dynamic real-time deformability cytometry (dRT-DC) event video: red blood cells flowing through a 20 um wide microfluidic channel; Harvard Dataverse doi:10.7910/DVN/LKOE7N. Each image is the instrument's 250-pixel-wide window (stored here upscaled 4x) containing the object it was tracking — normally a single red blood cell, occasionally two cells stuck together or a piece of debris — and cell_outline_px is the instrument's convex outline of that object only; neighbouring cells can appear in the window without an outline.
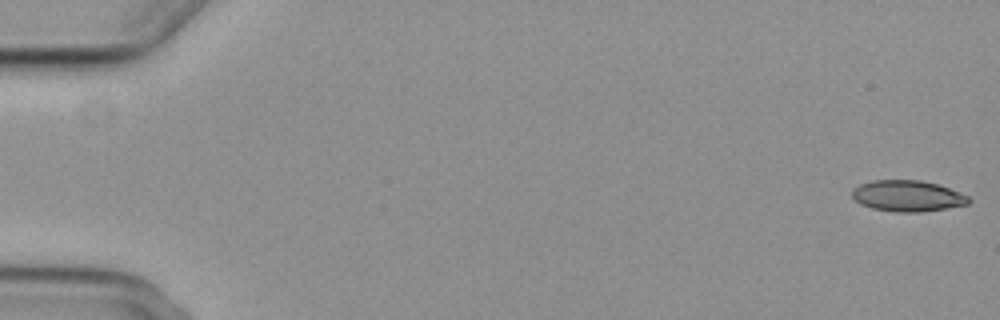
{"species": "common noctule bat (a hibernating species)", "species_latin": "Nyctalus noctula", "temperature_condition": "cold", "stored_images_in_passage": 4, "camera_frame_rate_fps": 3000, "um_per_image_px": 0.085, "animal": {"sex": "female", "body_mass_g": 29.2, "forearm_length_mm": 56.3}, "frame": {"image": 1, "passage_image": 1, "time_ms": 0.0, "image_size_px": [1000, 320], "cell_outline_px": [[972, 200], [968, 204], [920, 212], [896, 212], [872, 208], [860, 204], [852, 196], [852, 188], [860, 184], [872, 180], [920, 180], [936, 184], [948, 188], [968, 196]], "centroid_in_image_um": [77.11, 16.65], "position_along_channel_um": 7.9, "area_um2": 20.98}}
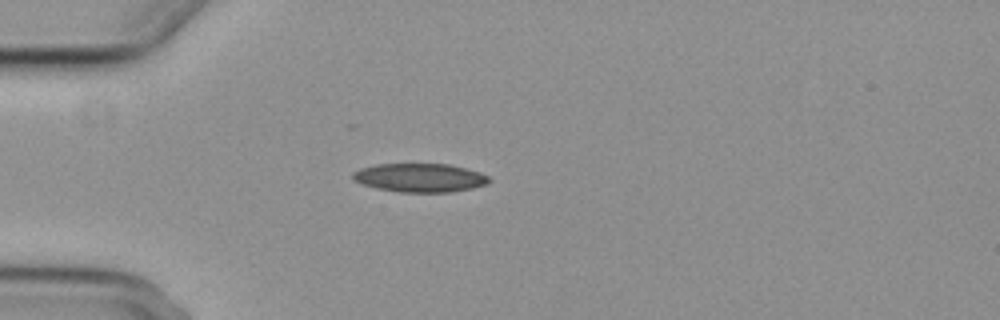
{"frame": {"image": 2, "passage_image": 4, "time_ms": 5.0, "image_size_px": [1000, 320], "cell_outline_px": [[492, 180], [488, 184], [472, 188], [452, 192], [400, 192], [376, 188], [360, 184], [352, 180], [352, 172], [360, 168], [376, 164], [448, 164], [480, 172], [488, 176]], "centroid_in_image_um": [35.67, 15.11], "position_along_channel_um": 49.3, "area_um2": 22.95}}